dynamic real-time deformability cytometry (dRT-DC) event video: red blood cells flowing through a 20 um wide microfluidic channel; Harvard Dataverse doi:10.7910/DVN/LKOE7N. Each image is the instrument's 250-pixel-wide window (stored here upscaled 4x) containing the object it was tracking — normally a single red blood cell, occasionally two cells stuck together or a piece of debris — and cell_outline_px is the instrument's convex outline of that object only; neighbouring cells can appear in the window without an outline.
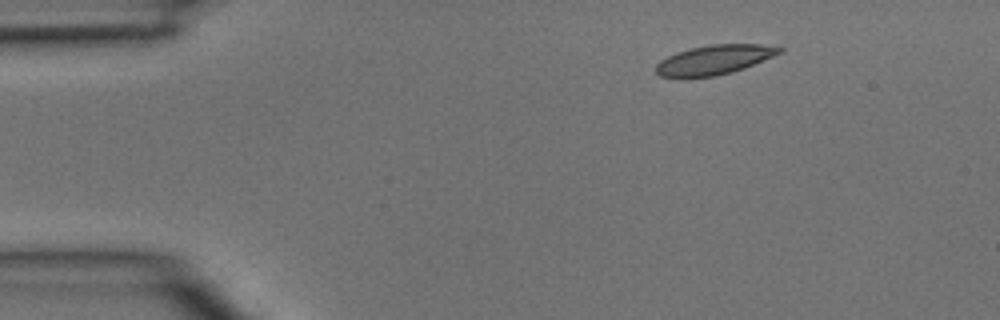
{"species": "common noctule bat (a hibernating species)", "species_latin": "Nyctalus noctula", "temperature_condition": "room temperature", "stored_images_in_passage": 3, "camera_frame_rate_fps": 3000, "um_per_image_px": 0.085, "animal": {"sex": "male", "body_mass_g": 15.6}, "frame": {"image": 1, "passage_image": 1, "time_ms": 0.0, "image_size_px": [1000, 320], "cell_outline_px": [[784, 48], [780, 52], [772, 56], [744, 68], [732, 72], [716, 76], [660, 76], [656, 72], [656, 64], [660, 60], [676, 52], [692, 48], [712, 44], [760, 44]], "centroid_in_image_um": [60.7, 5.07], "position_along_channel_um": 24.3, "area_um2": 20.69}}
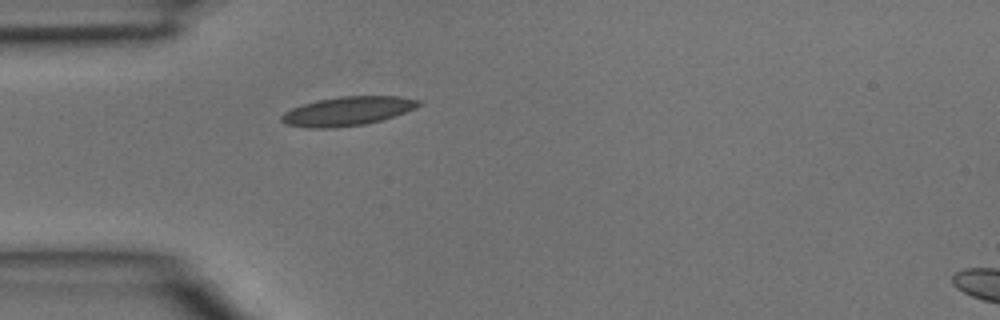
{"frame": {"image": 2, "passage_image": 2, "time_ms": 0.333, "image_size_px": [1000, 320], "cell_outline_px": [[424, 104], [416, 108], [380, 120], [364, 124], [336, 128], [308, 128], [288, 124], [280, 120], [280, 116], [284, 112], [292, 108], [304, 104], [320, 100], [340, 96], [400, 96], [420, 100]], "centroid_in_image_um": [29.56, 9.44], "position_along_channel_um": 55.4, "area_um2": 23.0}}